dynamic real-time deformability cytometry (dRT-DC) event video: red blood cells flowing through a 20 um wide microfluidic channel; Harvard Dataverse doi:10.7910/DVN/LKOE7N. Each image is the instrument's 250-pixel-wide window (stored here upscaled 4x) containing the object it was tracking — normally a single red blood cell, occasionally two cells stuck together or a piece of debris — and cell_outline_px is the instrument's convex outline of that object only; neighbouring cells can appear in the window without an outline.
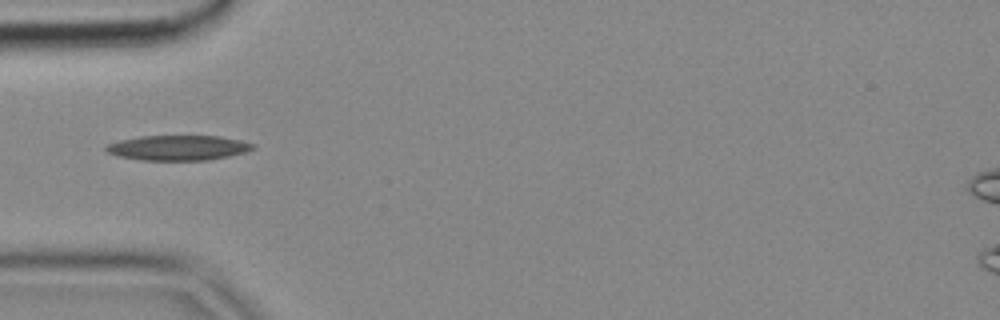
{"species": "common noctule bat (a hibernating species)", "species_latin": "Nyctalus noctula", "temperature_condition": "cold", "stored_images_in_passage": 6, "camera_frame_rate_fps": 3000, "um_per_image_px": 0.085, "animal": {"sex": "female", "body_mass_g": 18.4}, "frame": {"image": 1, "passage_image": 1, "time_ms": 0.0, "image_size_px": [1000, 320], "cell_outline_px": [[256, 148], [244, 152], [228, 156], [208, 160], [140, 160], [120, 156], [108, 152], [104, 148], [108, 144], [120, 140], [140, 136], [220, 136], [240, 140], [256, 144]], "centroid_in_image_um": [15.17, 12.56], "position_along_channel_um": 69.8, "area_um2": 21.33}}
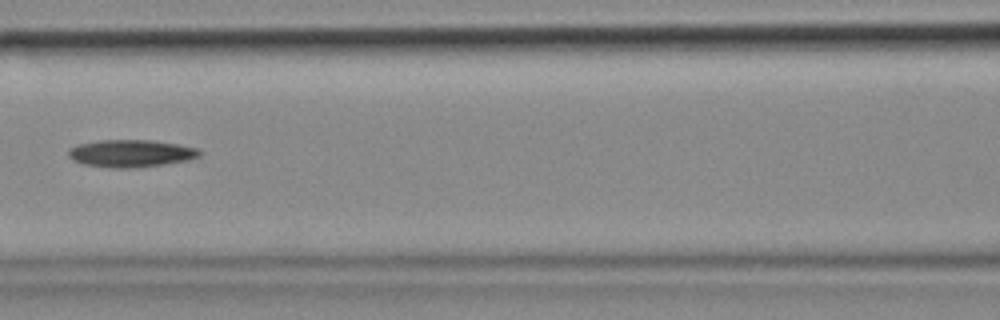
{"frame": {"image": 2, "passage_image": 3, "time_ms": 0.667, "image_size_px": [1000, 320], "cell_outline_px": [[200, 156], [188, 160], [164, 164], [128, 168], [112, 168], [84, 164], [72, 160], [68, 156], [68, 152], [76, 144], [100, 140], [152, 140], [176, 144], [196, 148], [200, 152]], "centroid_in_image_um": [11.09, 13.03], "position_along_channel_um": 155.5, "area_um2": 20.75}}
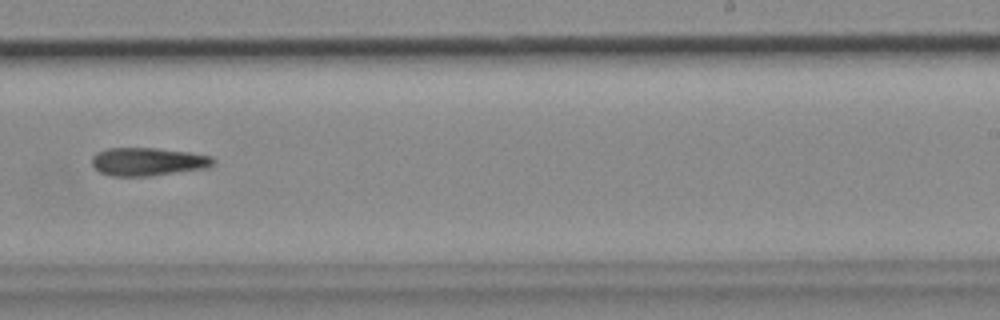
{"frame": {"image": 3, "passage_image": 6, "time_ms": 1.667, "image_size_px": [1000, 320], "cell_outline_px": [[216, 164], [208, 168], [152, 176], [112, 176], [100, 172], [92, 164], [92, 156], [96, 152], [108, 148], [156, 148], [188, 152], [212, 156], [216, 160]], "centroid_in_image_um": [12.61, 13.74], "position_along_channel_um": 276.4, "area_um2": 20.11}}